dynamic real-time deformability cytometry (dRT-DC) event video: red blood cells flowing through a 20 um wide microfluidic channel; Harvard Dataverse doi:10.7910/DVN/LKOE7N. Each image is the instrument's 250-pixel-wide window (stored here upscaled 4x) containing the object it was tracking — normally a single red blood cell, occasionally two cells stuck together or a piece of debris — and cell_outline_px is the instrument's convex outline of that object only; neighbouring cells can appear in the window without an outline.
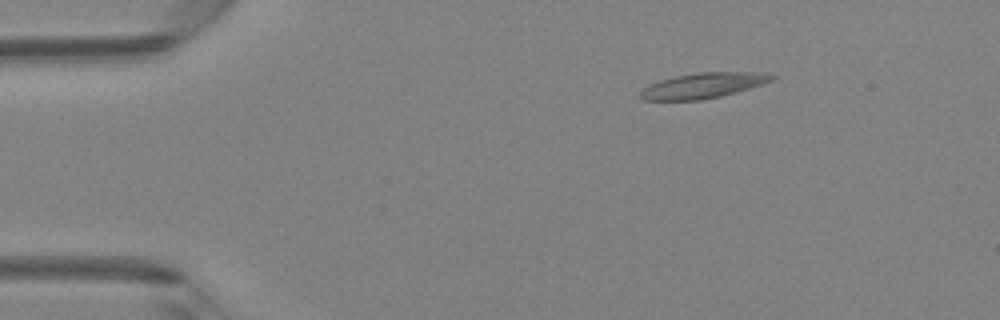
{"species": "Egyptian fruit bat (a non-hibernating species)", "species_latin": "Rousettus aegyptiacus", "temperature_condition": "room temperature", "stored_images_in_passage": 43, "camera_frame_rate_fps": 3000, "um_per_image_px": 0.085, "animal": {"sex": "female"}, "frame": {"image": 1, "passage_image": 2, "time_ms": 0.333, "image_size_px": [1000, 320], "cell_outline_px": [[776, 76], [772, 80], [764, 84], [736, 92], [720, 96], [700, 100], [644, 100], [640, 96], [640, 92], [648, 84], [660, 80], [676, 76], [696, 72], [764, 72]], "centroid_in_image_um": [59.78, 7.26], "position_along_channel_um": 25.2, "area_um2": 19.42}}
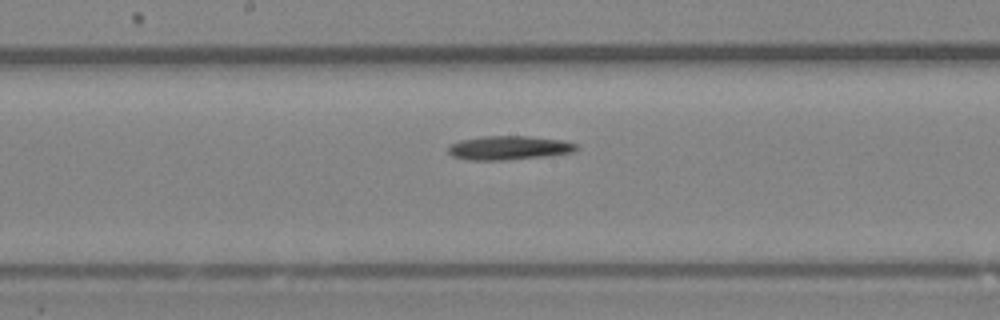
{"frame": {"image": 2, "passage_image": 20, "time_ms": 6.333, "image_size_px": [1000, 320], "cell_outline_px": [[576, 152], [548, 156], [504, 160], [468, 160], [452, 156], [448, 152], [448, 144], [460, 140], [484, 136], [528, 136], [564, 140], [576, 144]], "centroid_in_image_um": [43.25, 12.57], "position_along_channel_um": 205.0, "area_um2": 18.03}}
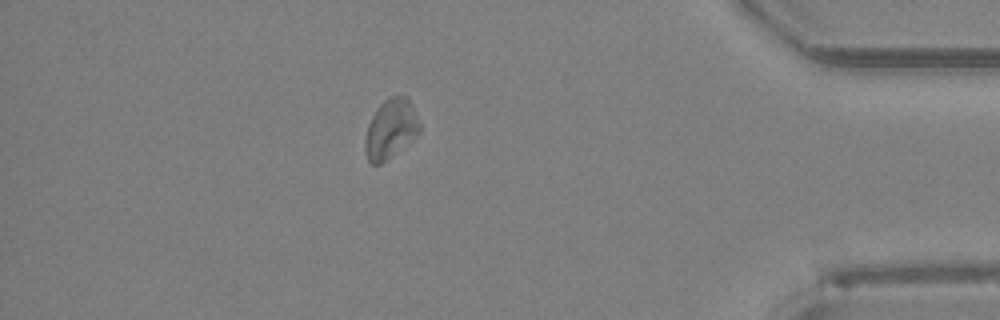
{"frame": {"image": 3, "passage_image": 37, "time_ms": 12.0, "image_size_px": [1000, 320], "cell_outline_px": [[420, 132], [380, 164], [372, 164], [368, 160], [364, 152], [364, 140], [368, 124], [376, 108], [388, 96], [400, 92], [408, 96], [412, 104], [420, 124]], "centroid_in_image_um": [33.19, 10.88], "position_along_channel_um": 402.0, "area_um2": 19.02}, "authors_computed_cell_mechanics": {"area_um2": 18.6116, "velocity_mm_per_s": 4.1656, "shape_relaxation_time_tau1_ms": null, "shape_relaxation_time_tau2_ms": 5.235, "deformation_change_tau1": null, "deformation_change_tau2": 0.1298}}